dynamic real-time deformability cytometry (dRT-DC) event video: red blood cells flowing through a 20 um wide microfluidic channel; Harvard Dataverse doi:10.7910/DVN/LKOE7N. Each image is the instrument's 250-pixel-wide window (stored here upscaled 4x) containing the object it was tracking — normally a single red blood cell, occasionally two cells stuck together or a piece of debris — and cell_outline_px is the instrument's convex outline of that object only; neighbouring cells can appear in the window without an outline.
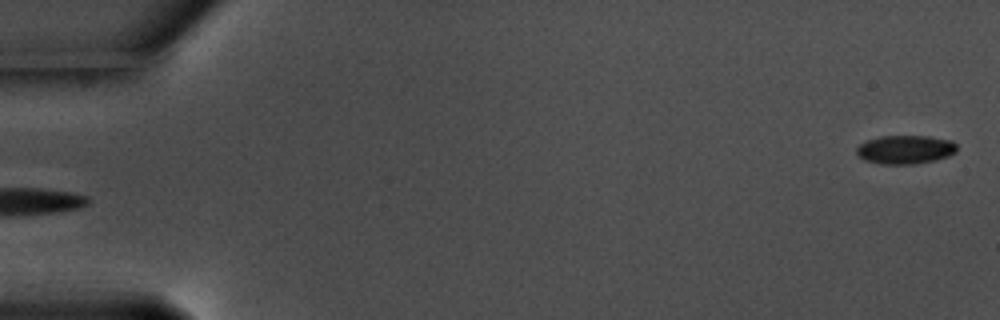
{"species": "common noctule bat (a hibernating species)", "species_latin": "Nyctalus noctula", "temperature_condition": "warm", "stored_images_in_passage": 59, "segment_of_instrument_passage": [1, 2], "camera_frame_rate_fps": 3000, "um_per_image_px": 0.085, "animal": {"sex": "male", "body_mass_g": 17.5, "forearm_length_mm": 52.3}, "frame": {"image": 1, "passage_image": 1, "time_ms": 0.0, "image_size_px": [1000, 320], "cell_outline_px": [[956, 152], [948, 156], [936, 160], [916, 164], [880, 164], [864, 160], [856, 156], [856, 148], [860, 144], [868, 140], [880, 136], [928, 136], [952, 140], [956, 144]], "centroid_in_image_um": [76.93, 12.72], "position_along_channel_um": 8.1, "area_um2": 16.94}}
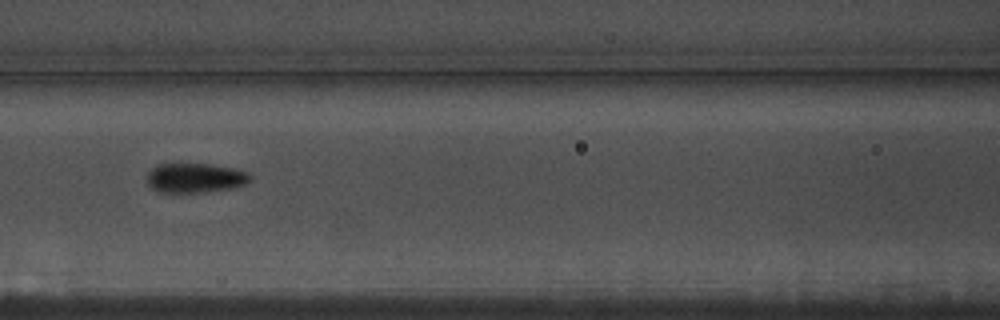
{"frame": {"image": 2, "passage_image": 26, "time_ms": 8.333, "image_size_px": [1000, 320], "cell_outline_px": [[252, 180], [244, 184], [228, 188], [204, 192], [160, 192], [152, 188], [148, 184], [148, 172], [152, 168], [160, 164], [212, 164], [232, 168], [248, 172], [252, 176]], "centroid_in_image_um": [16.6, 15.11], "position_along_channel_um": 150.0, "area_um2": 17.57}}
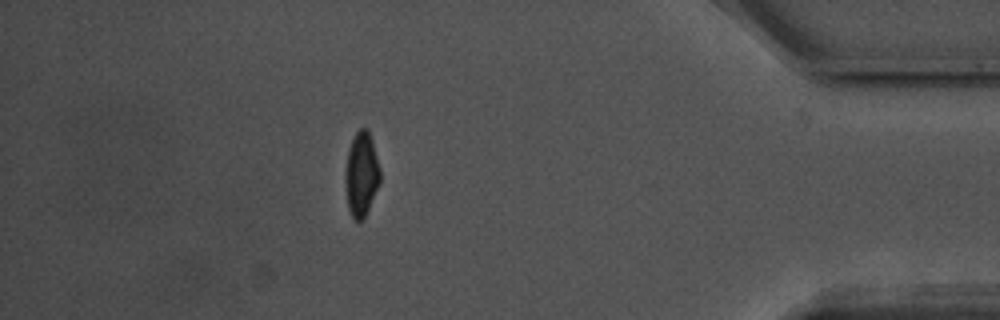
{"frame": {"image": 3, "passage_image": 51, "time_ms": 16.667, "image_size_px": [1000, 320], "cell_outline_px": [[380, 184], [364, 216], [360, 220], [356, 220], [352, 216], [348, 208], [344, 180], [344, 176], [348, 148], [352, 136], [360, 128], [368, 128], [372, 140], [380, 168]], "centroid_in_image_um": [30.7, 14.75], "position_along_channel_um": 404.5, "area_um2": 17.22}}